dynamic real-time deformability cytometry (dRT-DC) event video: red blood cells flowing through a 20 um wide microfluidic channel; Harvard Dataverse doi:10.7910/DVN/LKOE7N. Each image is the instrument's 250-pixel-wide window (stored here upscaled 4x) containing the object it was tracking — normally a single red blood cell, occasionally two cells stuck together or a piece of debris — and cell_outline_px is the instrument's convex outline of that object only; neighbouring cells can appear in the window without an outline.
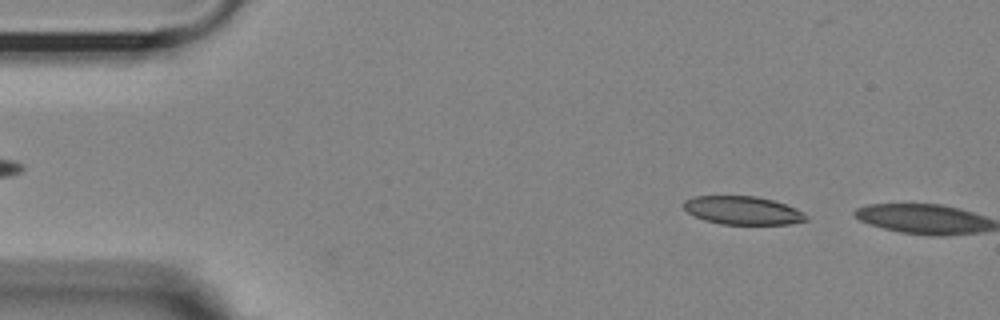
{"species": "Egyptian fruit bat (a non-hibernating species)", "species_latin": "Rousettus aegyptiacus", "temperature_condition": "room temperature", "stored_images_in_passage": 6, "camera_frame_rate_fps": 3000, "um_per_image_px": 0.085, "animal": {"sex": "female"}, "frame": {"image": 1, "passage_image": 5, "time_ms": 1.333, "image_size_px": [1000, 320], "cell_outline_px": [[808, 220], [788, 224], [720, 224], [704, 220], [688, 212], [680, 204], [684, 200], [692, 196], [756, 196], [772, 200], [796, 208], [804, 212], [808, 216]], "centroid_in_image_um": [63.11, 17.88], "position_along_channel_um": 21.9, "area_um2": 20.29}}